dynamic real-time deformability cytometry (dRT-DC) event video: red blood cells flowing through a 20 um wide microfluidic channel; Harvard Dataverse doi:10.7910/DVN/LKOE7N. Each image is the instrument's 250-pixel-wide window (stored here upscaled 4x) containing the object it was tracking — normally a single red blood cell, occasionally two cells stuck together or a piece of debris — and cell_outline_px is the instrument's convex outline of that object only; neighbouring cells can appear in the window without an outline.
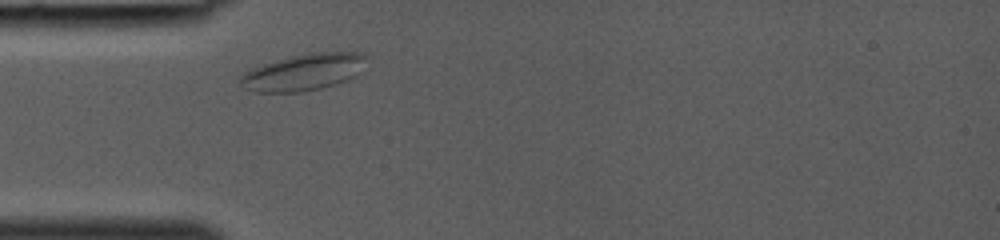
{"species": "common noctule bat (a hibernating species)", "species_latin": "Nyctalus noctula", "temperature_condition": "room temperature", "stored_images_in_passage": 23, "camera_frame_rate_fps": 3000, "um_per_image_px": 0.085, "animal": {"sex": "female", "body_mass_g": 19.0, "forearm_length_mm": 53.3}, "frame": {"image": 1, "passage_image": 1, "time_ms": 0.0, "image_size_px": [1000, 240], "cell_outline_px": [[368, 56], [364, 72], [348, 80], [336, 84], [304, 92], [252, 92], [244, 88], [240, 84], [240, 76], [244, 72], [252, 68], [276, 60], [312, 52], [360, 52]], "centroid_in_image_um": [25.87, 6.14], "position_along_channel_um": 59.1, "area_um2": 27.34}}
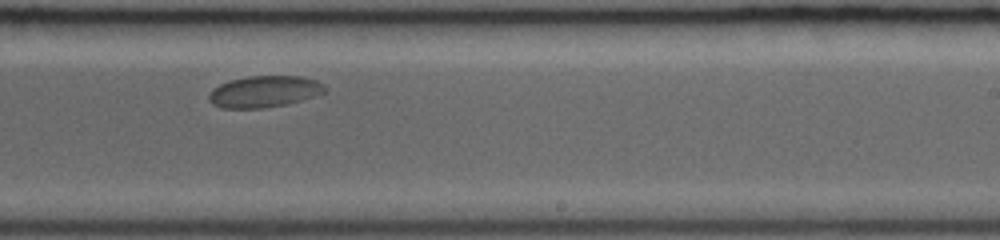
{"frame": {"image": 2, "passage_image": 14, "time_ms": 4.333, "image_size_px": [1000, 240], "cell_outline_px": [[328, 88], [324, 92], [300, 100], [284, 104], [260, 108], [220, 108], [212, 104], [208, 100], [208, 92], [212, 88], [220, 84], [232, 80], [248, 76], [304, 76], [316, 80], [324, 84]], "centroid_in_image_um": [22.43, 7.77], "position_along_channel_um": 266.6, "area_um2": 21.27}}
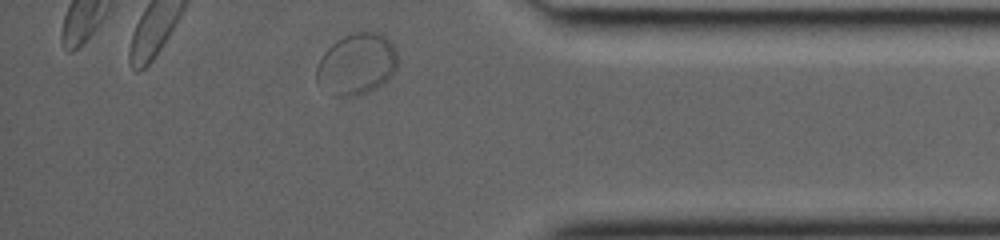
{"frame": {"image": 3, "passage_image": 23, "time_ms": 7.333, "image_size_px": [1000, 240], "cell_outline_px": [[396, 68], [392, 76], [388, 80], [376, 88], [368, 92], [348, 96], [332, 96], [316, 80], [316, 68], [324, 52], [336, 40], [352, 32], [372, 32], [384, 36], [396, 48]], "centroid_in_image_um": [30.31, 5.45], "position_along_channel_um": 404.9, "area_um2": 28.84}}